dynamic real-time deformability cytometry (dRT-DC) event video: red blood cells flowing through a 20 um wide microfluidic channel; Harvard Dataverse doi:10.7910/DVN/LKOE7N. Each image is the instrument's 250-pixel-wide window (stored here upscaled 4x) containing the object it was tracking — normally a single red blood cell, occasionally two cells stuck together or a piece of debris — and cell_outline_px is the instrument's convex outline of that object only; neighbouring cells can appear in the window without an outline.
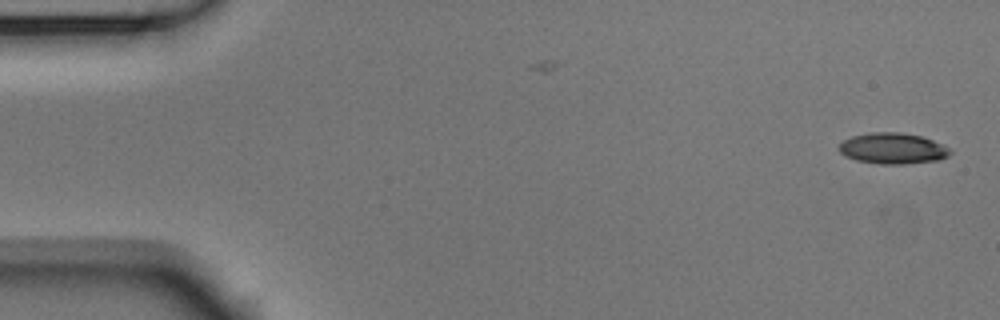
{"species": "Egyptian fruit bat (a non-hibernating species)", "species_latin": "Rousettus aegyptiacus", "temperature_condition": "room temperature", "stored_images_in_passage": 54, "camera_frame_rate_fps": 3000, "um_per_image_px": 0.085, "animal": {"sex": "male"}, "frame": {"image": 1, "passage_image": 1, "time_ms": 0.0, "image_size_px": [1000, 320], "cell_outline_px": [[952, 152], [948, 156], [940, 160], [904, 164], [880, 164], [856, 160], [844, 156], [836, 148], [844, 140], [852, 136], [868, 132], [900, 132], [920, 136], [944, 144]], "centroid_in_image_um": [75.87, 12.62], "position_along_channel_um": 9.1, "area_um2": 20.23}}
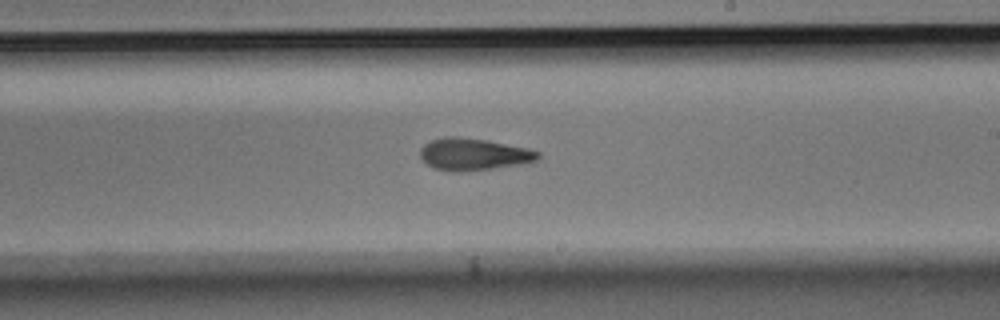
{"frame": {"image": 2, "passage_image": 31, "time_ms": 10.0, "image_size_px": [1000, 320], "cell_outline_px": [[540, 160], [520, 164], [492, 168], [460, 172], [452, 172], [432, 168], [420, 156], [420, 148], [424, 144], [432, 140], [444, 136], [456, 136], [488, 140], [528, 148], [540, 152]], "centroid_in_image_um": [40.25, 13.11], "position_along_channel_um": 248.7, "area_um2": 22.14}}
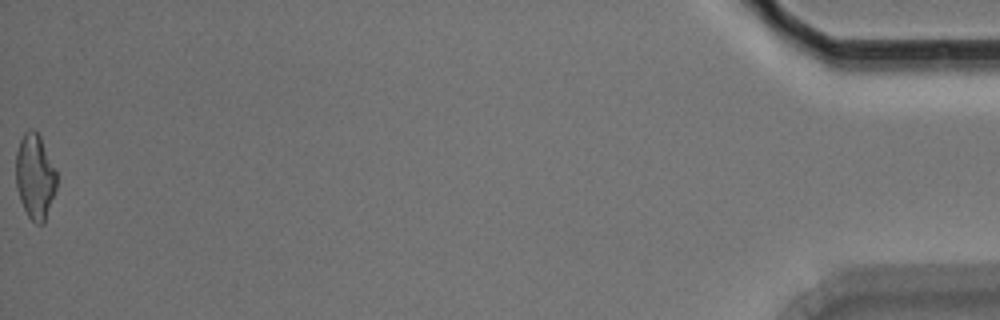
{"frame": {"image": 3, "passage_image": 54, "time_ms": 17.667, "image_size_px": [1000, 320], "cell_outline_px": [[56, 188], [44, 224], [36, 224], [28, 216], [20, 200], [16, 188], [16, 152], [20, 140], [24, 132], [28, 128], [32, 128], [40, 136], [56, 172]], "centroid_in_image_um": [2.96, 15.01], "position_along_channel_um": 432.2, "area_um2": 20.11}, "authors_computed_cell_mechanics": {"area_um2": 21.097, "velocity_mm_per_s": 3.7037, "shape_relaxation_time_tau1_ms": 10.7819, "shape_relaxation_time_tau2_ms": 3.9386, "deformation_change_tau1": 0.2304, "deformation_change_tau2": 0.1376}}